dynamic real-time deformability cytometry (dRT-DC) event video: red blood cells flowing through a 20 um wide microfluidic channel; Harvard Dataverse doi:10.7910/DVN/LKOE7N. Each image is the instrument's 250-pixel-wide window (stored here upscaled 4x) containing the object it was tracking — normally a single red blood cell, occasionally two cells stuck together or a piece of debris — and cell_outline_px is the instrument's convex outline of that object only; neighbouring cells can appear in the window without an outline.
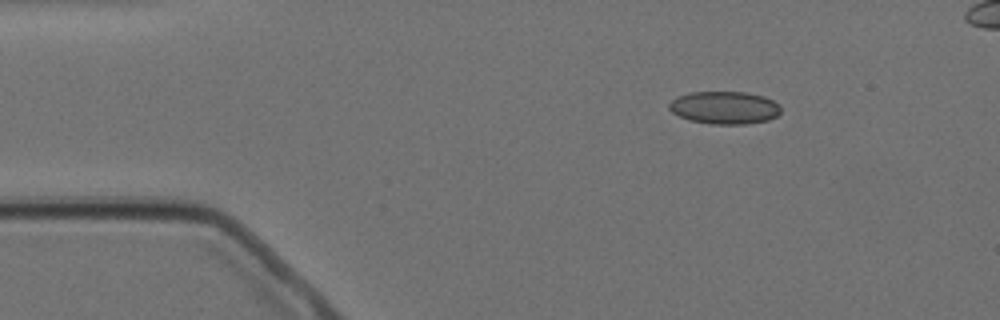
{"species": "Egyptian fruit bat (a non-hibernating species)", "species_latin": "Rousettus aegyptiacus", "temperature_condition": "cold", "stored_images_in_passage": 4, "camera_frame_rate_fps": 3000, "um_per_image_px": 0.085, "animal": {"sex": "female"}, "frame": {"image": 1, "passage_image": 1, "time_ms": 0.0, "image_size_px": [1000, 320], "cell_outline_px": [[780, 112], [776, 116], [768, 120], [744, 124], [712, 124], [688, 120], [672, 112], [668, 108], [668, 104], [676, 96], [688, 92], [748, 92], [764, 96], [780, 104]], "centroid_in_image_um": [61.57, 9.14], "position_along_channel_um": 23.4, "area_um2": 21.44}}